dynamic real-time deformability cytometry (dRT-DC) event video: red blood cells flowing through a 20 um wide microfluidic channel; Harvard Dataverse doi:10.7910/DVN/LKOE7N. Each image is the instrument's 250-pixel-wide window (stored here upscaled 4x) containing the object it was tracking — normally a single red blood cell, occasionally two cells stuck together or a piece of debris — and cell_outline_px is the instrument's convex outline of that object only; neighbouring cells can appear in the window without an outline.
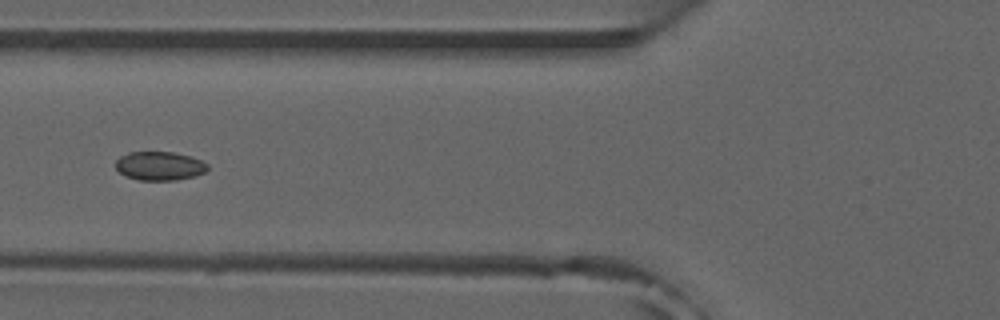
{"species": "common noctule bat (a hibernating species)", "species_latin": "Nyctalus noctula", "temperature_condition": "room temperature", "stored_images_in_passage": 13, "camera_frame_rate_fps": 3000, "um_per_image_px": 0.085, "animal": {"sex": "male", "forearm_length_mm": 52.5}, "frame": {"image": 1, "passage_image": 8, "time_ms": 2.333, "image_size_px": [1000, 320], "cell_outline_px": [[208, 168], [204, 172], [196, 176], [176, 180], [140, 180], [128, 176], [120, 172], [116, 168], [116, 160], [120, 156], [128, 152], [172, 152], [192, 156], [208, 164]], "centroid_in_image_um": [13.58, 14.1], "position_along_channel_um": 112.2, "area_um2": 15.37}}
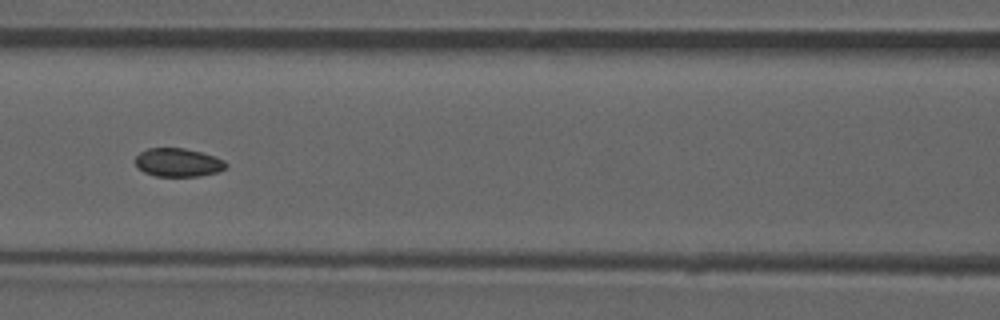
{"frame": {"image": 2, "passage_image": 11, "time_ms": 3.333, "image_size_px": [1000, 320], "cell_outline_px": [[228, 164], [224, 168], [216, 172], [200, 176], [156, 176], [144, 172], [136, 164], [136, 156], [140, 152], [148, 148], [184, 148], [200, 152], [224, 160]], "centroid_in_image_um": [15.13, 13.81], "position_along_channel_um": 151.5, "area_um2": 14.8}}